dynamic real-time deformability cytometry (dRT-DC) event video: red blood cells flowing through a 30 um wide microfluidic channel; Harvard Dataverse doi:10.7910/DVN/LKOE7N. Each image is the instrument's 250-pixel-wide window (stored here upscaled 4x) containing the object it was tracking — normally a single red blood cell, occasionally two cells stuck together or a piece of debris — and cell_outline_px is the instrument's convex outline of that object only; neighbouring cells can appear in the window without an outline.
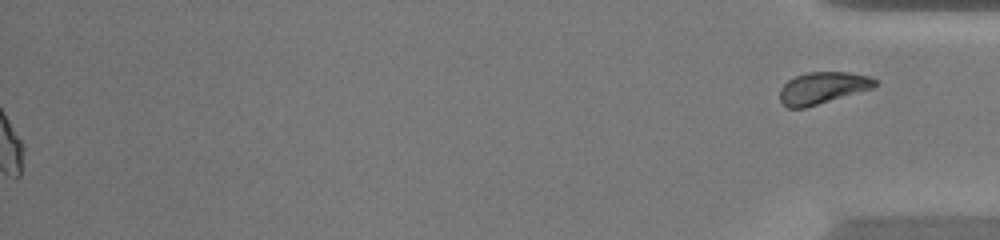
{"species": "common noctule bat (a hibernating species)", "species_latin": "Nyctalus noctula", "temperature_condition": "warm", "stored_images_in_passage": 47, "segment_of_instrument_passage": [2, 2], "camera_frame_rate_fps": 3000, "um_per_image_px": 0.085, "animal": {"sex": "female", "body_mass_g": 20.0, "forearm_length_mm": 54.0}, "frame": {"image": 1, "passage_image": 47, "time_ms": 15.333, "image_size_px": [1000, 240], "cell_outline_px": [[876, 84], [872, 88], [804, 108], [788, 108], [780, 104], [780, 88], [788, 80], [796, 76], [808, 72], [848, 72], [868, 76], [876, 80]], "centroid_in_image_um": [69.87, 7.48], "position_along_channel_um": 365.3, "area_um2": 17.46}}